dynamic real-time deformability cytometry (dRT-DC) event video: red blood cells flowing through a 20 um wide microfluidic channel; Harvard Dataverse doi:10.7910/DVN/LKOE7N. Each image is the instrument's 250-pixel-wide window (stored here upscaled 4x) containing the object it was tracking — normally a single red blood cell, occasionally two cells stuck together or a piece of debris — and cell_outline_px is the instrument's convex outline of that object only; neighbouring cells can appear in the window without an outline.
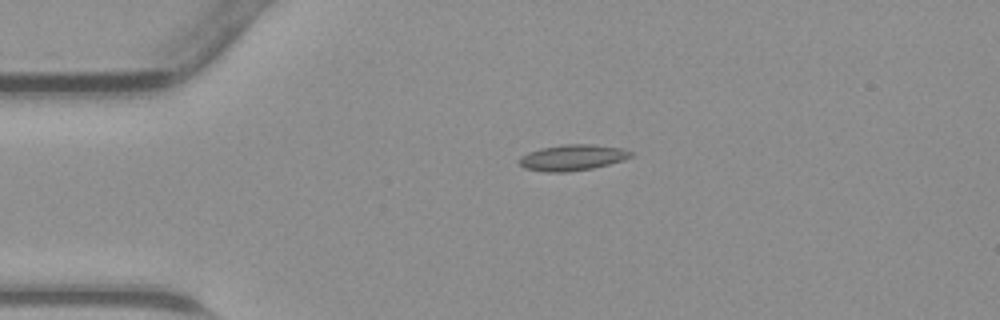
{"species": "common noctule bat (a hibernating species)", "species_latin": "Nyctalus noctula", "temperature_condition": "warm", "stored_images_in_passage": 36, "camera_frame_rate_fps": 3000, "um_per_image_px": 0.085, "animal": {"sex": "male", "body_mass_g": 23.1, "forearm_length_mm": 52.7}, "frame": {"image": 1, "passage_image": 1, "time_ms": 0.0, "image_size_px": [1000, 320], "cell_outline_px": [[636, 152], [632, 156], [624, 160], [592, 168], [568, 172], [544, 172], [524, 168], [520, 164], [520, 156], [528, 152], [540, 148], [564, 144], [596, 144], [624, 148]], "centroid_in_image_um": [48.7, 13.38], "position_along_channel_um": 36.3, "area_um2": 17.11}}
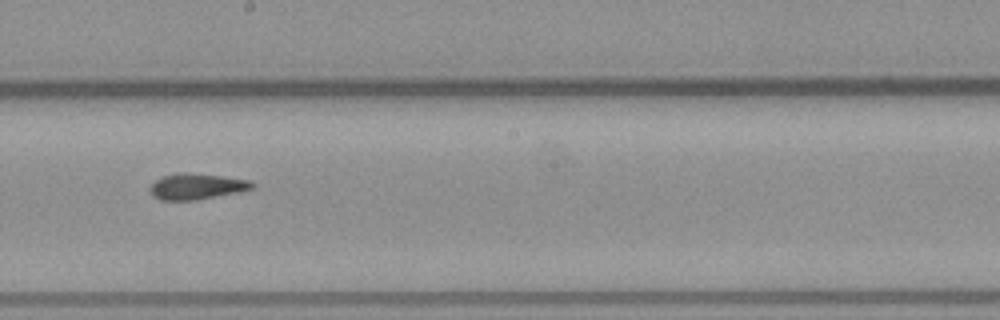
{"frame": {"image": 2, "passage_image": 16, "time_ms": 5.0, "image_size_px": [1000, 320], "cell_outline_px": [[256, 188], [240, 192], [196, 200], [160, 200], [152, 196], [152, 184], [156, 180], [164, 176], [184, 172], [220, 176], [248, 180], [256, 184]], "centroid_in_image_um": [16.77, 15.86], "position_along_channel_um": 231.4, "area_um2": 15.26}}
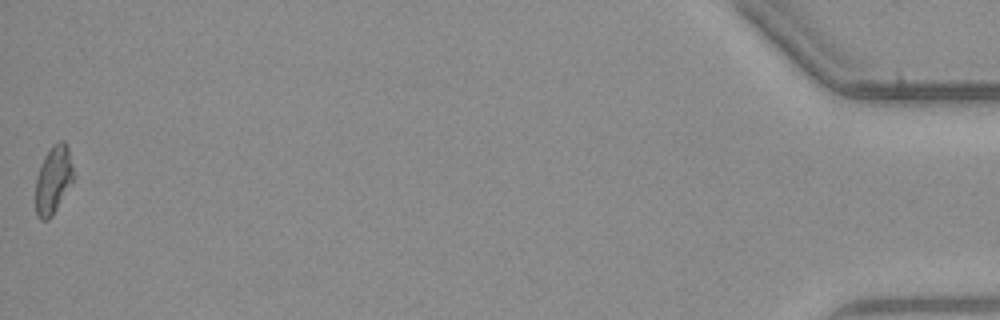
{"frame": {"image": 3, "passage_image": 36, "time_ms": 11.667, "image_size_px": [1000, 320], "cell_outline_px": [[72, 184], [52, 216], [48, 220], [40, 220], [36, 216], [36, 176], [40, 164], [44, 156], [52, 144], [60, 140], [64, 140], [68, 148], [72, 164]], "centroid_in_image_um": [4.51, 15.28], "position_along_channel_um": 430.7, "area_um2": 15.09}}